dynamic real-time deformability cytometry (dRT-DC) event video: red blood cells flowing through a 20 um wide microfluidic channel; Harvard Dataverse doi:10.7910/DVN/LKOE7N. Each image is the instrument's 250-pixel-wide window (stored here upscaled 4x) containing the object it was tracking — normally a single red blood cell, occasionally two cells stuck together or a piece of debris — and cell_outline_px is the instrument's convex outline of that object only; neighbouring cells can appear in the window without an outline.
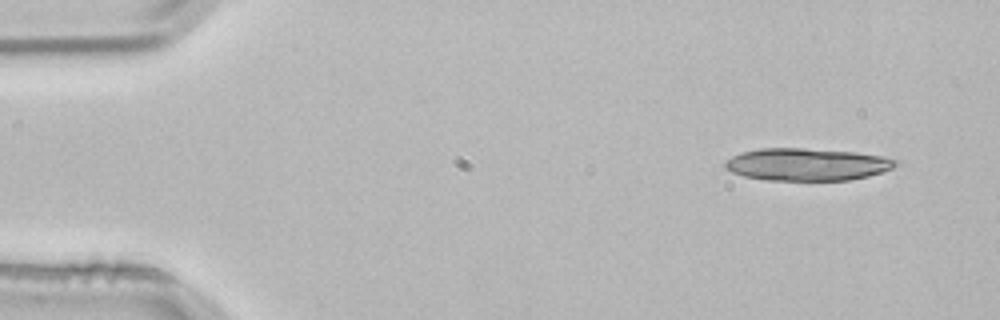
{"species": "common noctule bat (a hibernating species)", "species_latin": "Nyctalus noctula", "temperature_condition": "room temperature", "stored_images_in_passage": 3, "camera_frame_rate_fps": 3000, "um_per_image_px": 0.085, "animal": {"sex": "male", "body_mass_g": 21.5, "forearm_length_mm": 52.0}, "frame": {"image": 1, "passage_image": 1, "time_ms": 0.0, "image_size_px": [1000, 320], "cell_outline_px": [[900, 164], [892, 168], [868, 176], [848, 180], [764, 180], [744, 176], [732, 172], [724, 168], [724, 160], [740, 152], [760, 148], [804, 148], [856, 152], [884, 156], [900, 160]], "centroid_in_image_um": [68.59, 13.96], "position_along_channel_um": 16.4, "area_um2": 32.48}}